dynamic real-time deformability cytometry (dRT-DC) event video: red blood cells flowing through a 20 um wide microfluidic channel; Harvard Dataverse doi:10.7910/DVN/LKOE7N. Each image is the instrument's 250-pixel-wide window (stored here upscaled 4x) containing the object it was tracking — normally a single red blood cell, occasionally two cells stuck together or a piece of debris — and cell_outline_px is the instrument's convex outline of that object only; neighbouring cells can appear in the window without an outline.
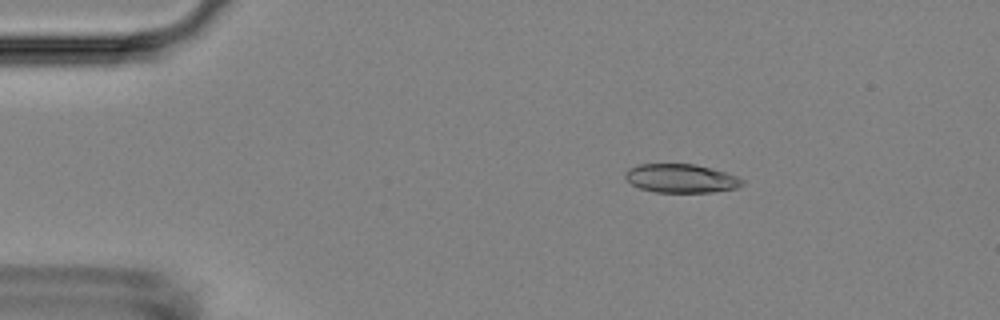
{"species": "Egyptian fruit bat (a non-hibernating species)", "species_latin": "Rousettus aegyptiacus", "temperature_condition": "room temperature", "stored_images_in_passage": 50, "camera_frame_rate_fps": 3000, "um_per_image_px": 0.085, "animal": {"sex": "female"}, "frame": {"image": 1, "passage_image": 4, "time_ms": 1.0, "image_size_px": [1000, 320], "cell_outline_px": [[744, 184], [736, 188], [712, 192], [656, 192], [640, 188], [632, 184], [624, 176], [624, 172], [628, 168], [636, 164], [696, 164], [724, 172], [736, 176], [744, 180]], "centroid_in_image_um": [57.86, 15.15], "position_along_channel_um": 27.1, "area_um2": 19.54}}
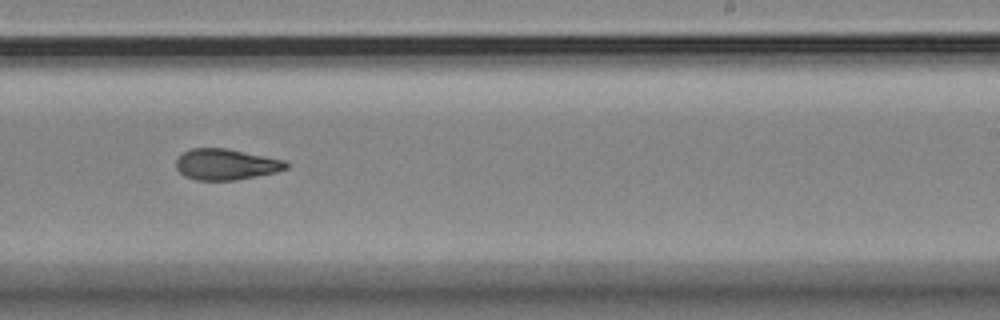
{"frame": {"image": 2, "passage_image": 29, "time_ms": 9.333, "image_size_px": [1000, 320], "cell_outline_px": [[288, 168], [276, 172], [236, 180], [196, 180], [184, 176], [176, 168], [176, 160], [184, 152], [192, 148], [228, 148], [284, 160], [288, 164]], "centroid_in_image_um": [19.2, 13.97], "position_along_channel_um": 269.8, "area_um2": 19.83}}
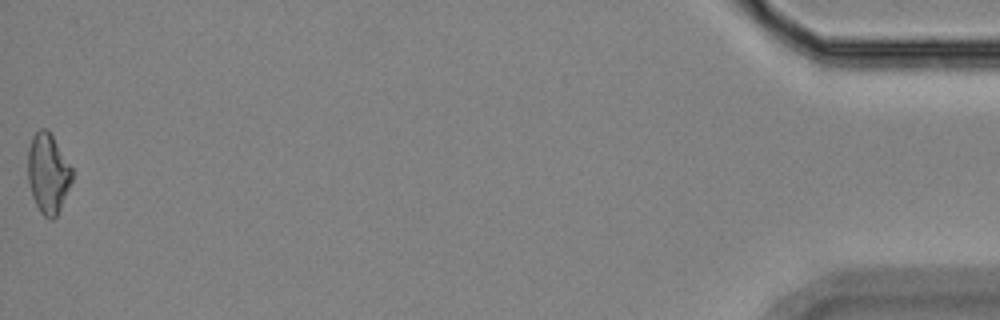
{"frame": {"image": 3, "passage_image": 50, "time_ms": 16.333, "image_size_px": [1000, 320], "cell_outline_px": [[72, 180], [60, 208], [56, 216], [52, 220], [48, 220], [40, 212], [32, 196], [28, 180], [28, 148], [32, 136], [40, 128], [48, 128], [72, 168]], "centroid_in_image_um": [4.07, 14.72], "position_along_channel_um": 431.1, "area_um2": 20.52}, "authors_computed_cell_mechanics": {"area_um2": 20.2878, "velocity_mm_per_s": 3.633, "shape_relaxation_time_tau1_ms": 11.1754, "shape_relaxation_time_tau2_ms": 2.9067, "deformation_change_tau1": 0.2516, "deformation_change_tau2": 0.1056}}